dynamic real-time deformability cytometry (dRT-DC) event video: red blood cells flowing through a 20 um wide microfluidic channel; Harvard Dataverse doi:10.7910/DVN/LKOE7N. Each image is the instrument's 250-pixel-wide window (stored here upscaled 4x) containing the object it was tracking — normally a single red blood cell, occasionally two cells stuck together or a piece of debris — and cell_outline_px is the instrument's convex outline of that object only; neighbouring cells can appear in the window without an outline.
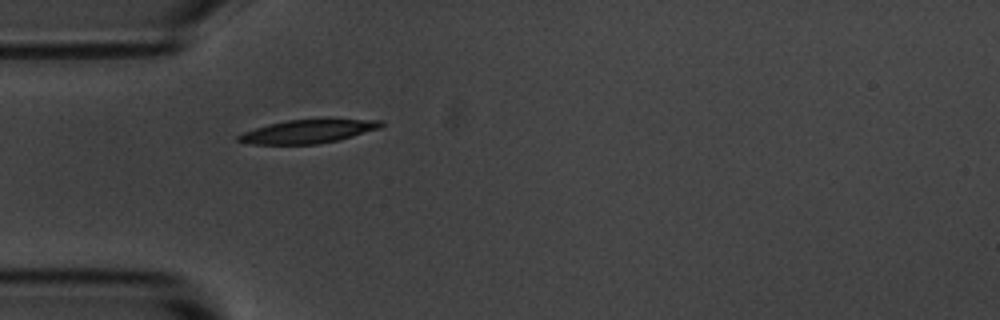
{"species": "common noctule bat (a hibernating species)", "species_latin": "Nyctalus noctula", "temperature_condition": "room temperature", "stored_images_in_passage": 40, "camera_frame_rate_fps": 3000, "um_per_image_px": 0.085, "animal": {"sex": "male", "body_mass_g": 20.1, "forearm_length_mm": 53.5}, "frame": {"image": 1, "passage_image": 1, "time_ms": 0.0, "image_size_px": [1000, 320], "cell_outline_px": [[384, 124], [380, 128], [352, 136], [336, 140], [316, 144], [252, 144], [236, 140], [236, 136], [244, 132], [268, 124], [288, 120], [328, 116], [384, 120]], "centroid_in_image_um": [26.29, 11.1], "position_along_channel_um": 58.7, "area_um2": 20.4}}
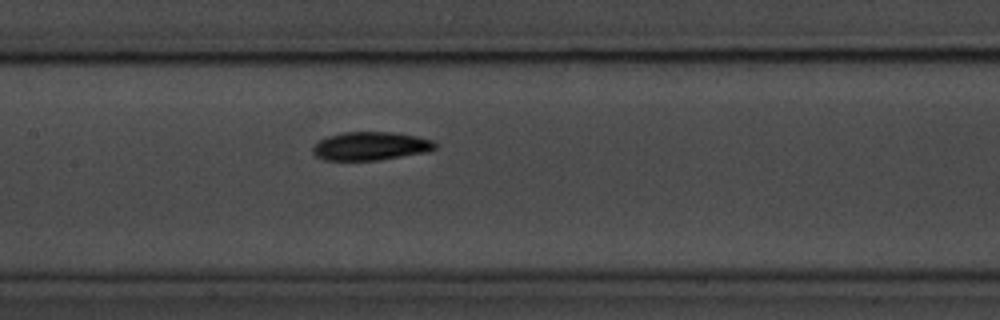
{"frame": {"image": 2, "passage_image": 11, "time_ms": 3.333, "image_size_px": [1000, 320], "cell_outline_px": [[436, 148], [428, 152], [380, 160], [324, 160], [316, 156], [312, 152], [312, 148], [320, 140], [328, 136], [344, 132], [396, 132], [416, 136], [432, 140], [436, 144]], "centroid_in_image_um": [31.52, 12.42], "position_along_channel_um": 175.9, "area_um2": 20.29}}
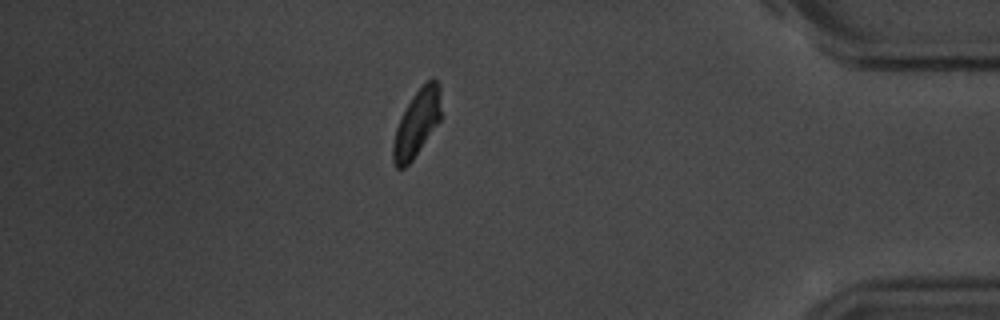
{"frame": {"image": 3, "passage_image": 33, "time_ms": 10.667, "image_size_px": [1000, 320], "cell_outline_px": [[440, 120], [412, 160], [404, 168], [396, 168], [392, 160], [392, 144], [396, 128], [412, 96], [432, 76], [440, 84]], "centroid_in_image_um": [35.42, 10.48], "position_along_channel_um": 399.8, "area_um2": 18.32}, "authors_computed_cell_mechanics": {"area_um2": 19.6809, "velocity_mm_per_s": 3.5798, "shape_relaxation_time_tau1_ms": 2.5458, "shape_relaxation_time_tau2_ms": 2.6726, "deformation_change_tau1": 0.1304, "deformation_change_tau2": 0.069}}